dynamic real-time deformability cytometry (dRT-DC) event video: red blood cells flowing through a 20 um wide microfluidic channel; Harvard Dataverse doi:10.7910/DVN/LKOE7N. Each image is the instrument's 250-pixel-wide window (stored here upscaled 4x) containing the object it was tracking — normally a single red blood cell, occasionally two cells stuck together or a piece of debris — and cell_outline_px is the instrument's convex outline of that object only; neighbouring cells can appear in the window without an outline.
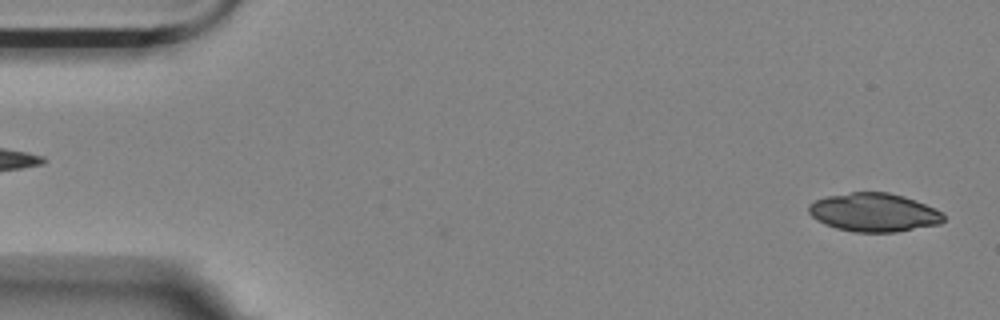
{"species": "Egyptian fruit bat (a non-hibernating species)", "species_latin": "Rousettus aegyptiacus", "temperature_condition": "room temperature", "stored_images_in_passage": 54, "camera_frame_rate_fps": 3000, "um_per_image_px": 0.085, "animal": {"sex": "female"}, "frame": {"image": 1, "passage_image": 1, "time_ms": 0.0, "image_size_px": [1000, 320], "cell_outline_px": [[944, 220], [940, 224], [896, 232], [852, 232], [836, 228], [824, 224], [816, 220], [808, 212], [808, 204], [816, 200], [828, 196], [852, 192], [888, 192], [904, 196], [936, 208], [944, 212]], "centroid_in_image_um": [74.29, 18.06], "position_along_channel_um": 10.7, "area_um2": 30.46}}